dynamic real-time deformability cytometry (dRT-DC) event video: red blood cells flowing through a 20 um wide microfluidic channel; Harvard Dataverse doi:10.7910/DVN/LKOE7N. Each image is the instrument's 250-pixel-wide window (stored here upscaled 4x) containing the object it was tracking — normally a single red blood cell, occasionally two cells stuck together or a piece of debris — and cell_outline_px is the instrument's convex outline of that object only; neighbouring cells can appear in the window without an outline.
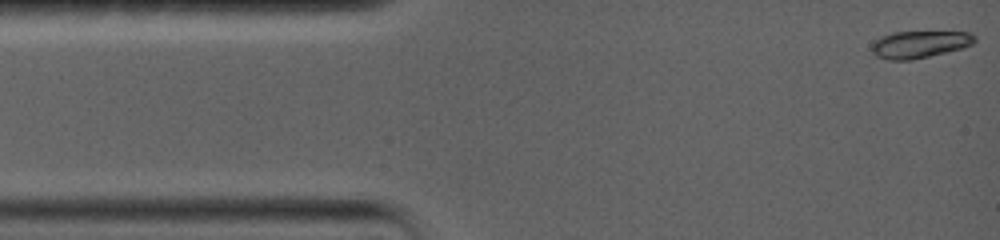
{"species": "common noctule bat (a hibernating species)", "species_latin": "Nyctalus noctula", "temperature_condition": "warm", "stored_images_in_passage": 42, "camera_frame_rate_fps": 5000, "um_per_image_px": 0.085, "animal": {"sex": "female", "body_mass_g": 19.0, "forearm_length_mm": 56.7}, "frame": {"image": 1, "passage_image": 1, "time_ms": 0.0, "image_size_px": [1000, 240], "cell_outline_px": [[976, 40], [972, 44], [960, 48], [912, 60], [888, 60], [876, 56], [872, 52], [872, 44], [880, 36], [892, 32], [968, 32], [976, 36]], "centroid_in_image_um": [78.12, 3.76], "position_along_channel_um": 6.9, "area_um2": 16.13}}
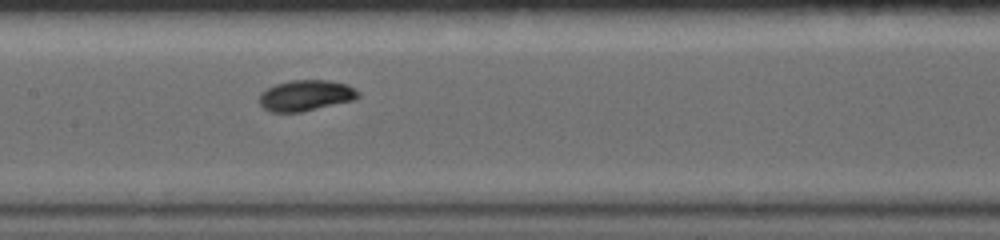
{"frame": {"image": 2, "passage_image": 19, "time_ms": 7.0, "image_size_px": [1000, 240], "cell_outline_px": [[360, 96], [352, 100], [300, 112], [272, 112], [264, 108], [260, 104], [260, 92], [276, 84], [292, 80], [328, 80], [348, 84], [360, 92]], "centroid_in_image_um": [26.0, 8.1], "position_along_channel_um": 181.4, "area_um2": 17.63}}
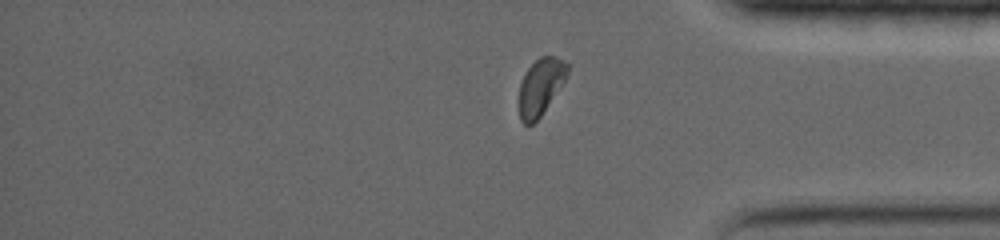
{"frame": {"image": 3, "passage_image": 36, "time_ms": 13.0, "image_size_px": [1000, 240], "cell_outline_px": [[568, 72], [564, 80], [540, 116], [532, 124], [524, 124], [520, 120], [520, 84], [528, 68], [540, 56], [556, 56], [568, 64]], "centroid_in_image_um": [45.95, 7.35], "position_along_channel_um": 389.3, "area_um2": 15.37}, "authors_computed_cell_mechanics": {"area_um2": 16.8776, "velocity_mm_per_s": 3.6271, "shape_relaxation_time_tau1_ms": 2.262, "shape_relaxation_time_tau2_ms": null, "deformation_change_tau1": 0.1324, "deformation_change_tau2": null}}